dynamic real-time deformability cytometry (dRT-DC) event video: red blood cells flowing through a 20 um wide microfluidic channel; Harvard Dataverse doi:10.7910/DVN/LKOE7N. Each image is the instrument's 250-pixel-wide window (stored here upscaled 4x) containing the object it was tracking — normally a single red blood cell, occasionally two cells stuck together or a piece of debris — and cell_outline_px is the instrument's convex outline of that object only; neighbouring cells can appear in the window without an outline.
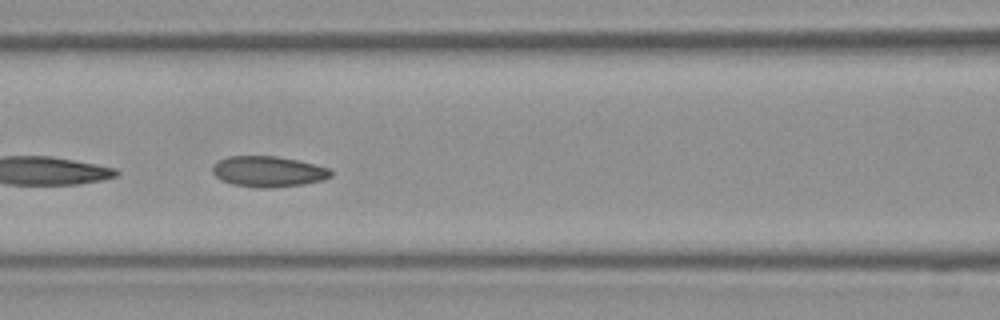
{"species": "Egyptian fruit bat (a non-hibernating species)", "species_latin": "Rousettus aegyptiacus", "temperature_condition": "room temperature", "stored_images_in_passage": 35, "segment_of_instrument_passage": [2, 2], "camera_frame_rate_fps": 3000, "um_per_image_px": 0.085, "frame": {"image": 1, "passage_image": 19, "time_ms": 6.0, "image_size_px": [1000, 320], "cell_outline_px": [[332, 176], [324, 180], [304, 184], [268, 188], [256, 188], [232, 184], [220, 180], [212, 172], [212, 164], [228, 156], [276, 156], [300, 160], [332, 168]], "centroid_in_image_um": [22.83, 14.58], "position_along_channel_um": 143.8, "area_um2": 21.56}}
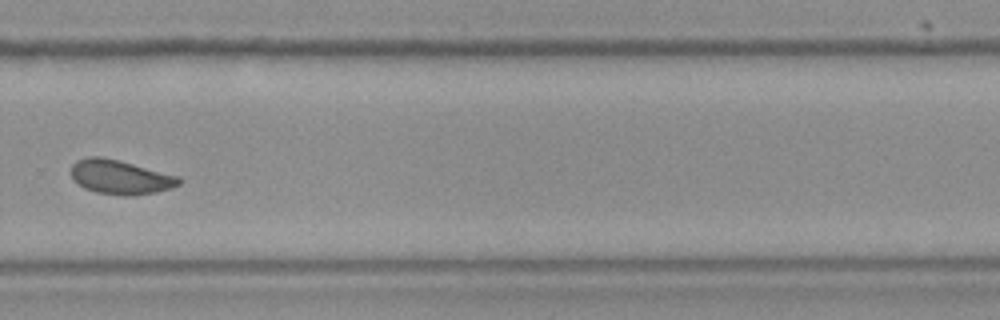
{"frame": {"image": 2, "passage_image": 30, "time_ms": 9.667, "image_size_px": [1000, 320], "cell_outline_px": [[184, 180], [180, 184], [172, 188], [156, 192], [128, 196], [124, 196], [96, 192], [84, 188], [72, 180], [72, 164], [76, 160], [88, 156], [100, 156], [120, 160], [180, 176]], "centroid_in_image_um": [10.25, 15.04], "position_along_channel_um": 319.6, "area_um2": 21.85}}
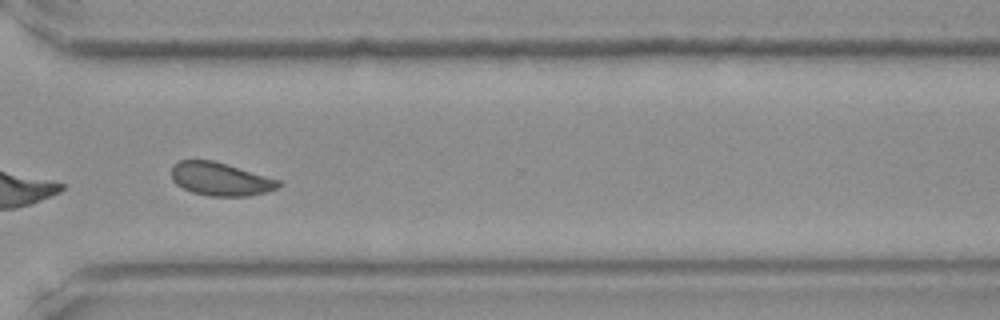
{"frame": {"image": 3, "passage_image": 32, "time_ms": 10.333, "image_size_px": [1000, 320], "cell_outline_px": [[284, 184], [268, 192], [248, 196], [208, 196], [192, 192], [176, 184], [172, 180], [172, 168], [180, 160], [212, 160], [280, 180]], "centroid_in_image_um": [18.76, 15.23], "position_along_channel_um": 351.8, "area_um2": 20.58}}